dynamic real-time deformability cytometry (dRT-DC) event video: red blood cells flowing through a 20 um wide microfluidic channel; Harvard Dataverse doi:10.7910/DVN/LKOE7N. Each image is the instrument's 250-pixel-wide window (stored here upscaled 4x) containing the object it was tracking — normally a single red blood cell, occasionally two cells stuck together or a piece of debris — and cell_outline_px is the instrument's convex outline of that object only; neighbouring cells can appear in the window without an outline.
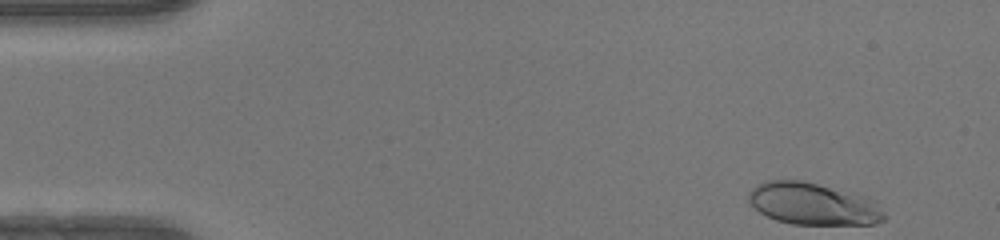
{"species": "human", "species_latin": "Homo sapiens", "temperature_condition": "warm", "stored_images_in_passage": 46, "camera_frame_rate_fps": 3000, "um_per_image_px": 0.085, "donor": {"sex": "female"}, "frame": {"image": 1, "passage_image": 1, "time_ms": 0.0, "image_size_px": [1000, 240], "cell_outline_px": [[884, 220], [876, 224], [792, 224], [776, 220], [760, 212], [748, 204], [748, 192], [752, 188], [764, 180], [804, 180], [868, 200], [884, 212]], "centroid_in_image_um": [68.96, 17.34], "position_along_channel_um": 16.0, "area_um2": 32.31}}
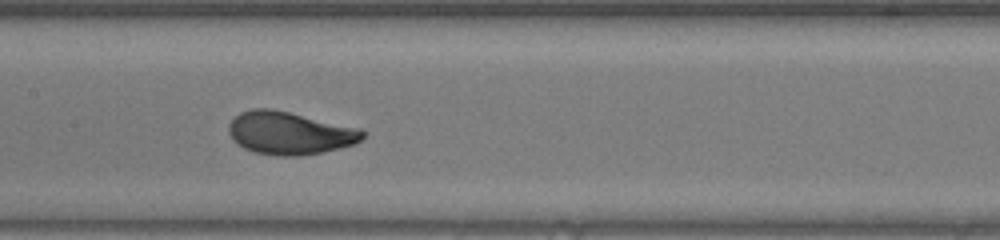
{"frame": {"image": 2, "passage_image": 21, "time_ms": 6.667, "image_size_px": [1000, 240], "cell_outline_px": [[364, 136], [360, 140], [352, 144], [324, 152], [300, 156], [276, 156], [252, 152], [236, 144], [228, 132], [228, 124], [240, 112], [252, 108], [272, 108], [360, 128], [364, 132]], "centroid_in_image_um": [24.57, 11.31], "position_along_channel_um": 182.8, "area_um2": 33.52}}
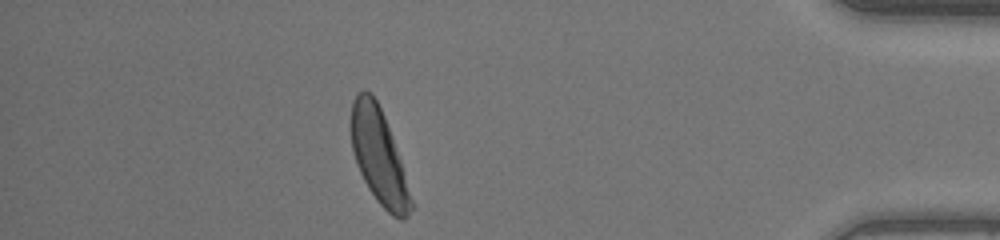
{"frame": {"image": 3, "passage_image": 40, "time_ms": 13.0, "image_size_px": [1000, 240], "cell_outline_px": [[416, 204], [408, 216], [404, 220], [400, 220], [392, 216], [376, 200], [368, 188], [356, 164], [352, 148], [352, 100], [364, 88], [376, 100], [384, 116]], "centroid_in_image_um": [32.25, 13.39], "position_along_channel_um": 403.0, "area_um2": 32.89}, "authors_computed_cell_mechanics": {"area_um2": 32.6859, "velocity_mm_per_s": 4.221, "shape_relaxation_time_tau1_ms": 3.3148, "shape_relaxation_time_tau2_ms": null, "deformation_change_tau1": 0.1877, "deformation_change_tau2": null}}